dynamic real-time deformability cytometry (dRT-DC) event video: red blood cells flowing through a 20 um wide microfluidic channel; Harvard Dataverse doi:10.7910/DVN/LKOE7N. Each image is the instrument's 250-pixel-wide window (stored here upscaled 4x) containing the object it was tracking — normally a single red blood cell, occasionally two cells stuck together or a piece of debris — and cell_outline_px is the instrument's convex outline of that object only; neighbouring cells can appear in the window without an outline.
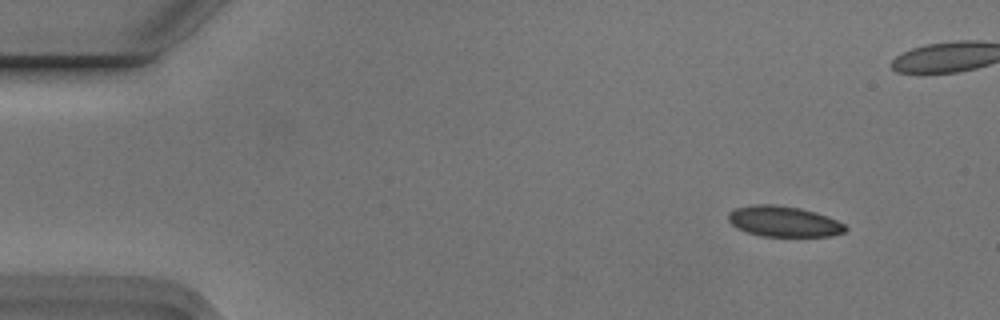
{"species": "Egyptian fruit bat (a non-hibernating species)", "species_latin": "Rousettus aegyptiacus", "temperature_condition": "cold", "stored_images_in_passage": 4, "camera_frame_rate_fps": 3000, "um_per_image_px": 0.085, "animal": {"sex": "male"}, "frame": {"image": 1, "passage_image": 1, "time_ms": 0.0, "image_size_px": [1000, 320], "cell_outline_px": [[848, 228], [844, 232], [832, 236], [760, 236], [736, 228], [728, 220], [728, 212], [736, 208], [752, 204], [772, 204], [800, 208], [816, 212], [836, 220], [844, 224]], "centroid_in_image_um": [66.6, 18.82], "position_along_channel_um": 18.4, "area_um2": 20.92}}